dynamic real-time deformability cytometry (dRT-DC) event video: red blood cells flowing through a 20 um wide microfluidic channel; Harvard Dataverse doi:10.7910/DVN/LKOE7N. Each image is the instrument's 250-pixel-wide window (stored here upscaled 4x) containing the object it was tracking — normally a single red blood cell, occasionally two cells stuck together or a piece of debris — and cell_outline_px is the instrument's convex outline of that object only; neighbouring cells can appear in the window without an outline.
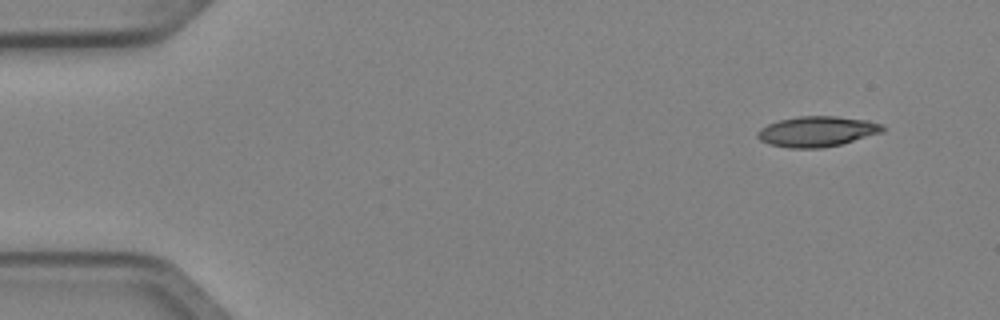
{"species": "Egyptian fruit bat (a non-hibernating species)", "species_latin": "Rousettus aegyptiacus", "temperature_condition": "cold", "stored_images_in_passage": 4, "camera_frame_rate_fps": 3000, "um_per_image_px": 0.085, "animal": {"sex": "female"}, "frame": {"image": 1, "passage_image": 1, "time_ms": 0.0, "image_size_px": [1000, 320], "cell_outline_px": [[888, 128], [884, 132], [840, 144], [820, 148], [788, 148], [768, 144], [760, 140], [756, 136], [756, 132], [760, 128], [768, 124], [780, 120], [800, 116], [836, 116], [868, 120], [884, 124]], "centroid_in_image_um": [69.48, 11.17], "position_along_channel_um": 15.5, "area_um2": 22.37}}
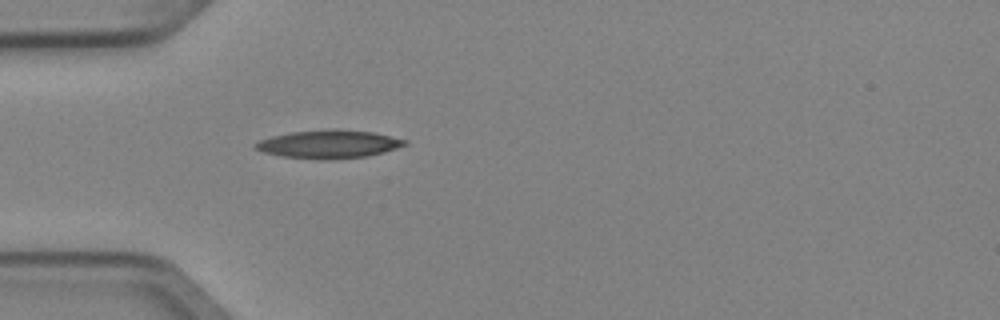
{"frame": {"image": 2, "passage_image": 4, "time_ms": 1.0, "image_size_px": [1000, 320], "cell_outline_px": [[408, 144], [384, 152], [368, 156], [320, 160], [284, 156], [264, 152], [252, 148], [260, 140], [272, 136], [292, 132], [336, 128], [372, 132], [408, 140]], "centroid_in_image_um": [27.97, 12.24], "position_along_channel_um": 57.0, "area_um2": 24.45}}